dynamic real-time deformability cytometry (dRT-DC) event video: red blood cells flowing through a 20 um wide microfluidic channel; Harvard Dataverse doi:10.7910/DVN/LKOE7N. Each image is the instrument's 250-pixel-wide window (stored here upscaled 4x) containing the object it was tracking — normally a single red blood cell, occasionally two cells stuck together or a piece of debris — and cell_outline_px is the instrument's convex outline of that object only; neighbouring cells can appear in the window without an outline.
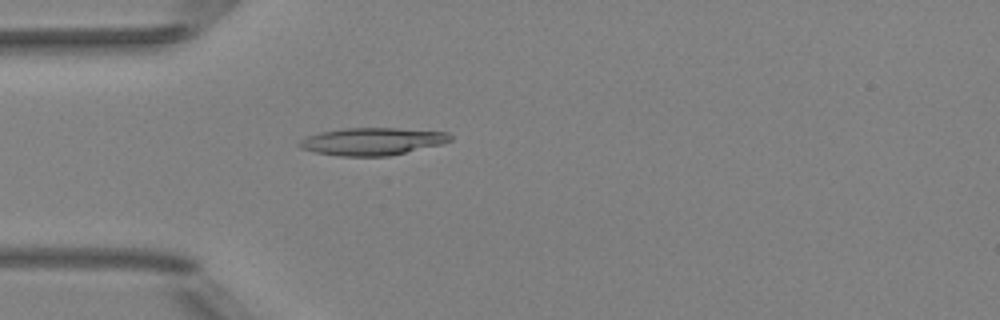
{"species": "Egyptian fruit bat (a non-hibernating species)", "species_latin": "Rousettus aegyptiacus", "temperature_condition": "room temperature", "stored_images_in_passage": 43, "camera_frame_rate_fps": 3000, "um_per_image_px": 0.085, "animal": {"sex": "female"}, "frame": {"image": 1, "passage_image": 7, "time_ms": 2.0, "image_size_px": [1000, 320], "cell_outline_px": [[452, 140], [440, 144], [388, 156], [340, 156], [312, 152], [300, 148], [296, 144], [300, 140], [308, 136], [320, 132], [344, 128], [396, 128], [448, 132], [452, 136]], "centroid_in_image_um": [31.59, 12.02], "position_along_channel_um": 53.4, "area_um2": 24.1}}
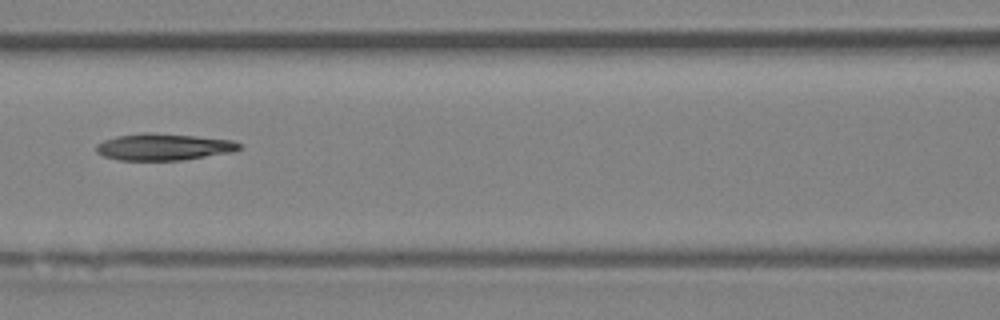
{"frame": {"image": 2, "passage_image": 15, "time_ms": 4.667, "image_size_px": [1000, 320], "cell_outline_px": [[240, 148], [232, 152], [184, 160], [120, 160], [104, 156], [96, 152], [96, 144], [104, 140], [116, 136], [144, 132], [152, 132], [196, 136], [232, 140], [240, 144]], "centroid_in_image_um": [13.88, 12.48], "position_along_channel_um": 152.7, "area_um2": 22.31}}
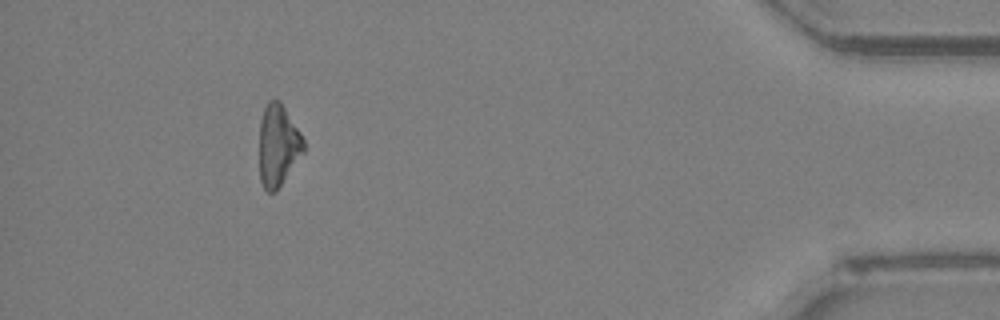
{"frame": {"image": 3, "passage_image": 39, "time_ms": 12.667, "image_size_px": [1000, 320], "cell_outline_px": [[304, 152], [280, 184], [272, 192], [268, 192], [264, 188], [260, 180], [260, 120], [264, 108], [268, 100], [280, 100], [300, 132], [304, 140]], "centroid_in_image_um": [23.63, 12.31], "position_along_channel_um": 411.6, "area_um2": 20.69}}